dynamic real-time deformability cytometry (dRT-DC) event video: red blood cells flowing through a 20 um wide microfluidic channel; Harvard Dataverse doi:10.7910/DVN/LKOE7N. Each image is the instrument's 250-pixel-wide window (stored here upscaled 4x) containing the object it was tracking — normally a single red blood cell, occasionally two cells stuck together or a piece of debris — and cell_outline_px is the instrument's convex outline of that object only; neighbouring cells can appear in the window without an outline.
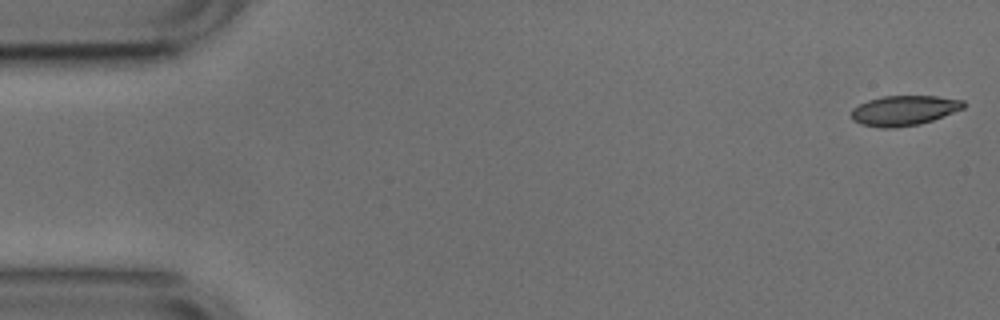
{"species": "common noctule bat (a hibernating species)", "species_latin": "Nyctalus noctula", "temperature_condition": "cold", "stored_images_in_passage": 52, "camera_frame_rate_fps": 3000, "um_per_image_px": 0.085, "animal": {"sex": "male", "body_mass_g": 17.9, "forearm_length_mm": 54.2}, "frame": {"image": 1, "passage_image": 1, "time_ms": 0.0, "image_size_px": [1000, 320], "cell_outline_px": [[968, 104], [964, 108], [932, 120], [920, 124], [896, 128], [880, 128], [860, 124], [852, 120], [852, 108], [868, 100], [880, 96], [936, 96], [964, 100]], "centroid_in_image_um": [76.84, 9.39], "position_along_channel_um": 8.2, "area_um2": 19.77}}
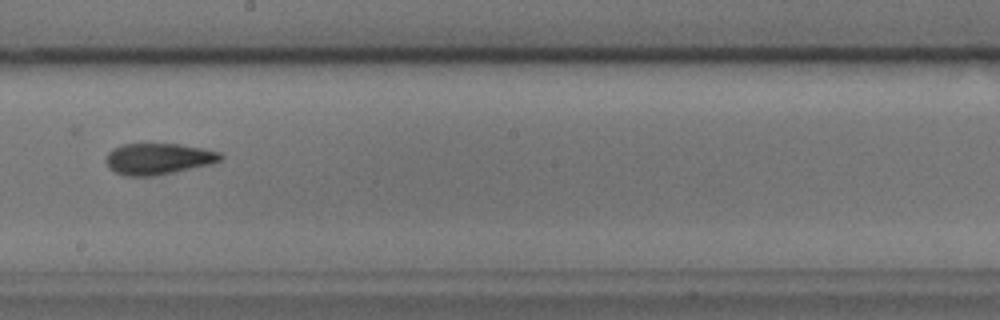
{"frame": {"image": 2, "passage_image": 29, "time_ms": 9.333, "image_size_px": [1000, 320], "cell_outline_px": [[224, 156], [220, 160], [212, 164], [152, 176], [124, 176], [108, 168], [108, 152], [112, 148], [124, 144], [180, 144], [204, 148], [220, 152]], "centroid_in_image_um": [13.48, 13.49], "position_along_channel_um": 234.7, "area_um2": 20.75}}
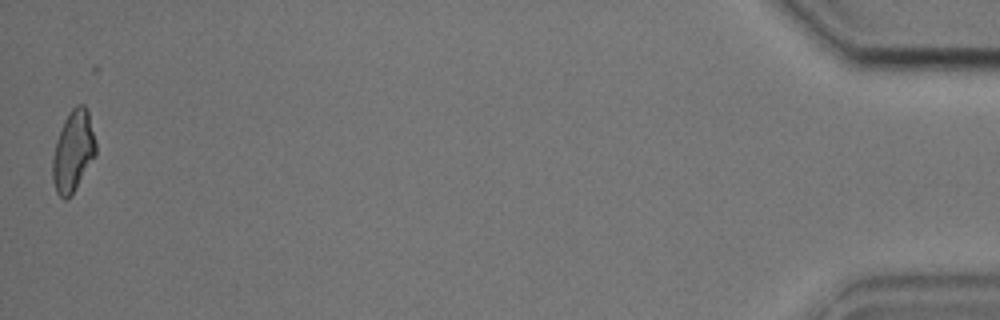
{"frame": {"image": 3, "passage_image": 52, "time_ms": 17.0, "image_size_px": [1000, 320], "cell_outline_px": [[96, 156], [68, 200], [64, 200], [56, 192], [52, 180], [52, 160], [56, 140], [64, 120], [72, 108], [76, 104], [84, 104], [88, 112], [96, 144]], "centroid_in_image_um": [6.21, 12.87], "position_along_channel_um": 429.0, "area_um2": 20.46}, "authors_computed_cell_mechanics": {"area_um2": 20.4612, "velocity_mm_per_s": 3.7796, "shape_relaxation_time_tau1_ms": null, "shape_relaxation_time_tau2_ms": 3.5086, "deformation_change_tau1": null, "deformation_change_tau2": 0.1212}}